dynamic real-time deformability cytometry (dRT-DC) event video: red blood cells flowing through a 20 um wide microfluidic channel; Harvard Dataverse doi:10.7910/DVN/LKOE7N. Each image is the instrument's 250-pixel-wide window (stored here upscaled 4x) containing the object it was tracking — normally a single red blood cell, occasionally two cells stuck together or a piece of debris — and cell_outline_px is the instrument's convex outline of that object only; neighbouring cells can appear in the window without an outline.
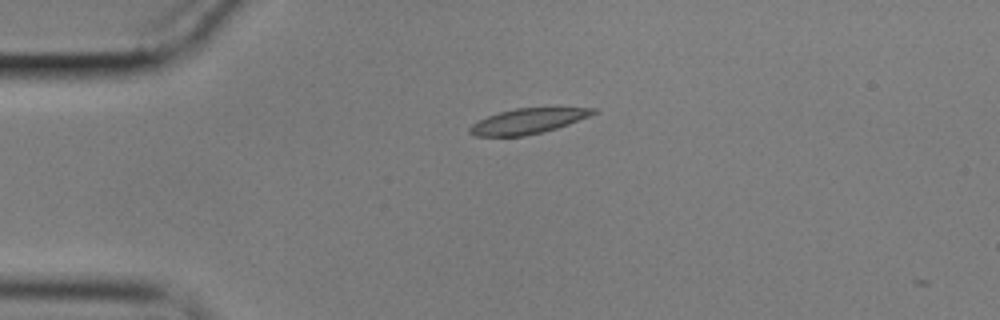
{"species": "common noctule bat (a hibernating species)", "species_latin": "Nyctalus noctula", "temperature_condition": "cold", "stored_images_in_passage": 3, "camera_frame_rate_fps": 3000, "um_per_image_px": 0.085, "animal": {"sex": "male", "body_mass_g": 17.9}, "frame": {"image": 1, "passage_image": 1, "time_ms": 0.0, "image_size_px": [1000, 320], "cell_outline_px": [[596, 112], [588, 116], [568, 124], [556, 128], [524, 136], [476, 136], [468, 132], [468, 128], [472, 124], [488, 116], [500, 112], [516, 108], [596, 108]], "centroid_in_image_um": [44.82, 10.3], "position_along_channel_um": 40.2, "area_um2": 17.74}}